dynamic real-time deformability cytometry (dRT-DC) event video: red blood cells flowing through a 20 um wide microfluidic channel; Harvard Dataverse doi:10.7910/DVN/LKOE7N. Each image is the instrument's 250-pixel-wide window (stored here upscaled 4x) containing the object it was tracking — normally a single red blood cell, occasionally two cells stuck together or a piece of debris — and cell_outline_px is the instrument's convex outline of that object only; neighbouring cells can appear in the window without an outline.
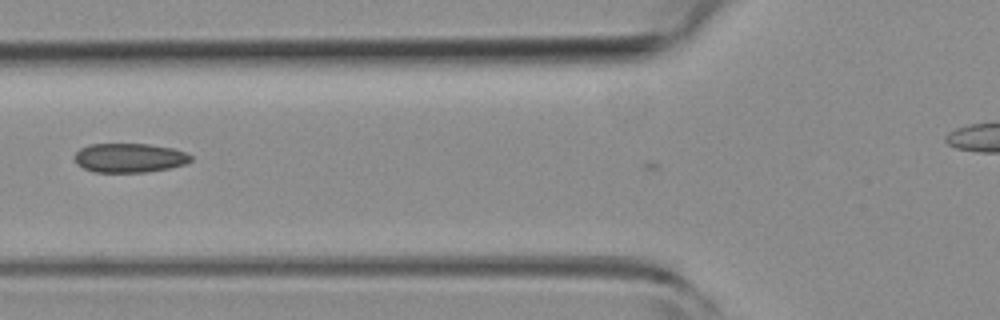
{"species": "common noctule bat (a hibernating species)", "species_latin": "Nyctalus noctula", "temperature_condition": "room temperature", "stored_images_in_passage": 8, "segment_of_instrument_passage": [1, 2], "camera_frame_rate_fps": 3000, "um_per_image_px": 0.085, "animal": {"sex": "female", "body_mass_g": 19.3, "forearm_length_mm": 54.1}, "frame": {"image": 1, "passage_image": 6, "time_ms": 1.667, "image_size_px": [1000, 320], "cell_outline_px": [[192, 160], [188, 164], [168, 168], [144, 172], [92, 172], [76, 164], [72, 156], [80, 148], [88, 144], [148, 144], [172, 148], [184, 152], [192, 156]], "centroid_in_image_um": [10.97, 13.42], "position_along_channel_um": 114.8, "area_um2": 19.94}}